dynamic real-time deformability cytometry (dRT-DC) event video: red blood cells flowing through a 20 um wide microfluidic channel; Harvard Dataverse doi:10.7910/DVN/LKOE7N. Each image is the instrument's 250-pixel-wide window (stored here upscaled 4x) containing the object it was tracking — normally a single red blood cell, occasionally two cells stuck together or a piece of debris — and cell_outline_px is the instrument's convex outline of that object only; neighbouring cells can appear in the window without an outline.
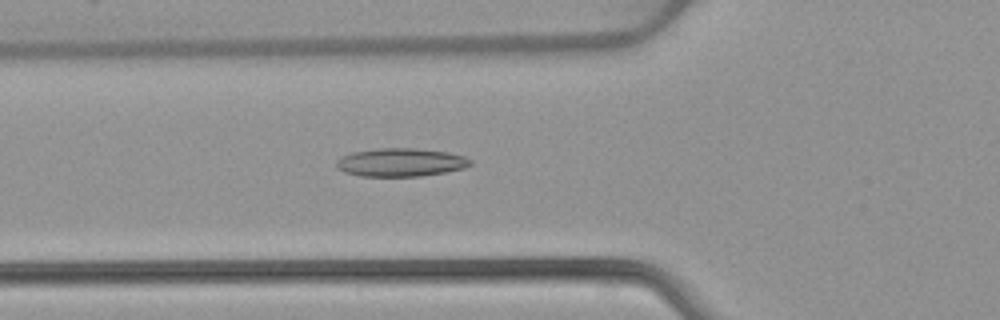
{"species": "common noctule bat (a hibernating species)", "species_latin": "Nyctalus noctula", "temperature_condition": "warm", "stored_images_in_passage": 52, "camera_frame_rate_fps": 3000, "um_per_image_px": 0.085, "animal": {"sex": "female", "body_mass_g": 22.7, "forearm_length_mm": 54.2}, "frame": {"image": 1, "passage_image": 19, "time_ms": 6.0, "image_size_px": [1000, 320], "cell_outline_px": [[472, 164], [464, 168], [444, 172], [420, 176], [360, 176], [344, 172], [336, 168], [336, 160], [340, 156], [352, 152], [380, 148], [416, 148], [448, 152], [464, 156], [472, 160]], "centroid_in_image_um": [34.03, 13.79], "position_along_channel_um": 91.8, "area_um2": 22.2}}
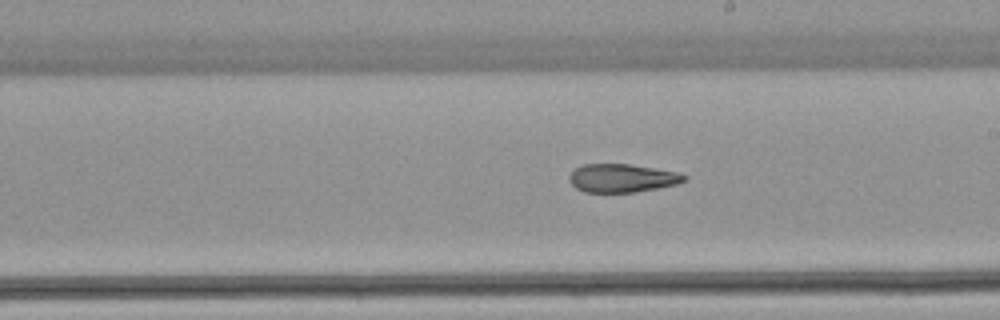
{"frame": {"image": 2, "passage_image": 30, "time_ms": 9.667, "image_size_px": [1000, 320], "cell_outline_px": [[688, 180], [676, 184], [636, 192], [584, 192], [576, 188], [568, 180], [568, 176], [576, 168], [584, 164], [628, 164], [680, 172], [688, 176]], "centroid_in_image_um": [52.9, 15.14], "position_along_channel_um": 236.1, "area_um2": 19.02}}
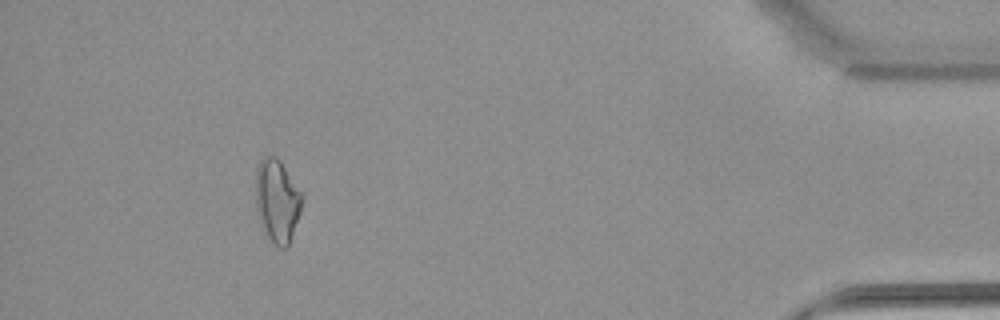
{"frame": {"image": 3, "passage_image": 48, "time_ms": 15.667, "image_size_px": [1000, 320], "cell_outline_px": [[304, 196], [300, 212], [288, 248], [280, 248], [268, 236], [260, 224], [256, 204], [256, 168], [260, 160], [264, 156], [276, 156], [280, 160]], "centroid_in_image_um": [23.56, 17.05], "position_along_channel_um": 411.6, "area_um2": 22.37}, "authors_computed_cell_mechanics": {"area_um2": 21.2704, "velocity_mm_per_s": 3.927, "shape_relaxation_time_tau1_ms": null, "shape_relaxation_time_tau2_ms": 3.3993, "deformation_change_tau1": null, "deformation_change_tau2": 0.1076}}